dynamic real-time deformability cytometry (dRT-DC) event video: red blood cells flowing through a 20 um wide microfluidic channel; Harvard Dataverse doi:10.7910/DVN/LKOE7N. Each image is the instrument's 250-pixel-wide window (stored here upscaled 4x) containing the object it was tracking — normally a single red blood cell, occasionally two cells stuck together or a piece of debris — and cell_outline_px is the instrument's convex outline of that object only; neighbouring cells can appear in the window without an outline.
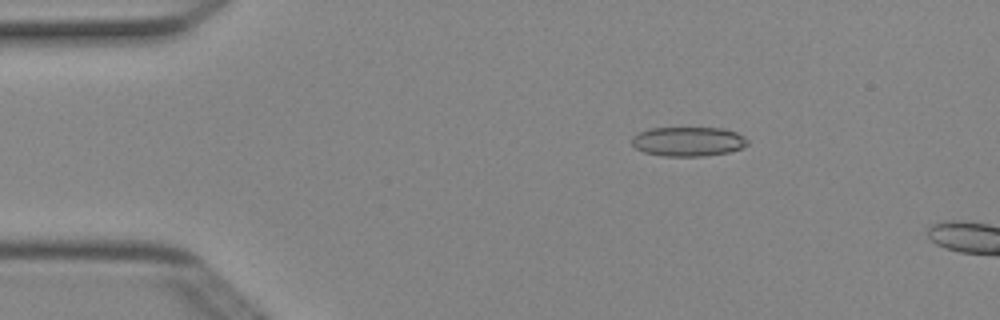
{"species": "Egyptian fruit bat (a non-hibernating species)", "species_latin": "Rousettus aegyptiacus", "temperature_condition": "cold", "stored_images_in_passage": 4, "camera_frame_rate_fps": 3000, "um_per_image_px": 0.085, "animal": {"sex": "female"}, "frame": {"image": 1, "passage_image": 2, "time_ms": 0.333, "image_size_px": [1000, 320], "cell_outline_px": [[748, 144], [740, 148], [728, 152], [704, 156], [664, 156], [644, 152], [636, 148], [632, 144], [632, 136], [648, 128], [724, 128], [736, 132], [744, 136], [748, 140]], "centroid_in_image_um": [58.49, 12.02], "position_along_channel_um": 26.5, "area_um2": 19.83}}